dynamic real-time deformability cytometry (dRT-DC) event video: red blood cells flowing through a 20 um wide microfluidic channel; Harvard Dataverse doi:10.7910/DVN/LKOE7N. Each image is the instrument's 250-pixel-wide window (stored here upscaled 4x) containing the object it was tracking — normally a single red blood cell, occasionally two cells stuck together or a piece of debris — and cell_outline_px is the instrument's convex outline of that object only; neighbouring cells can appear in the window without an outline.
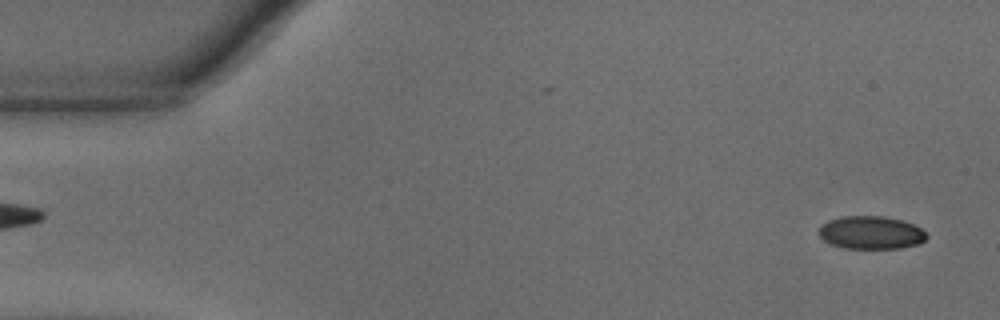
{"species": "common noctule bat (a hibernating species)", "species_latin": "Nyctalus noctula", "temperature_condition": "warm", "stored_images_in_passage": 54, "camera_frame_rate_fps": 3000, "um_per_image_px": 0.085, "animal": {"sex": "male", "body_mass_g": 18.8}, "frame": {"image": 1, "passage_image": 2, "time_ms": 0.333, "image_size_px": [1000, 320], "cell_outline_px": [[928, 236], [920, 244], [900, 248], [844, 248], [828, 244], [820, 236], [820, 228], [828, 220], [840, 216], [884, 216], [900, 220], [912, 224], [920, 228]], "centroid_in_image_um": [74.03, 19.77], "position_along_channel_um": 11.0, "area_um2": 20.63}}
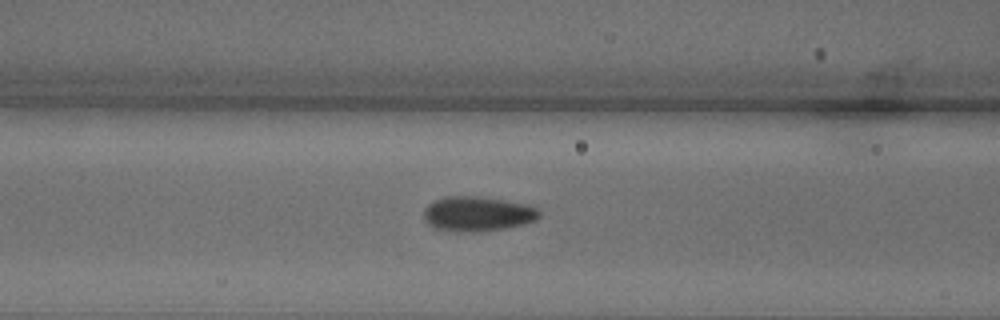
{"frame": {"image": 2, "passage_image": 21, "time_ms": 6.667, "image_size_px": [1000, 320], "cell_outline_px": [[540, 216], [536, 220], [524, 224], [504, 228], [472, 232], [460, 232], [432, 228], [424, 220], [424, 208], [428, 204], [436, 200], [448, 196], [480, 196], [504, 200], [524, 204], [540, 208]], "centroid_in_image_um": [40.58, 18.18], "position_along_channel_um": 126.0, "area_um2": 23.52}}
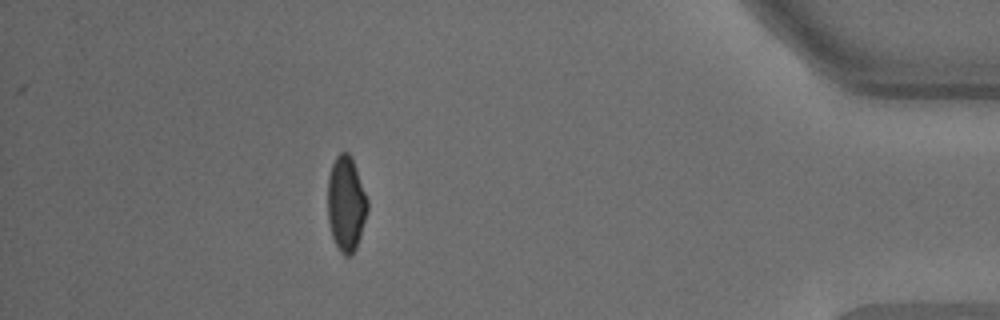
{"frame": {"image": 3, "passage_image": 48, "time_ms": 15.667, "image_size_px": [1000, 320], "cell_outline_px": [[368, 208], [360, 236], [356, 248], [348, 256], [344, 256], [340, 252], [332, 236], [328, 220], [328, 176], [332, 164], [336, 156], [340, 152], [348, 152], [356, 168], [368, 200]], "centroid_in_image_um": [29.41, 17.31], "position_along_channel_um": 405.8, "area_um2": 21.85}, "authors_computed_cell_mechanics": {"area_um2": 22.3397, "velocity_mm_per_s": 3.6692, "shape_relaxation_time_tau1_ms": 5.9199, "shape_relaxation_time_tau2_ms": 0.904, "deformation_change_tau1": 0.1496, "deformation_change_tau2": 0.0448}}